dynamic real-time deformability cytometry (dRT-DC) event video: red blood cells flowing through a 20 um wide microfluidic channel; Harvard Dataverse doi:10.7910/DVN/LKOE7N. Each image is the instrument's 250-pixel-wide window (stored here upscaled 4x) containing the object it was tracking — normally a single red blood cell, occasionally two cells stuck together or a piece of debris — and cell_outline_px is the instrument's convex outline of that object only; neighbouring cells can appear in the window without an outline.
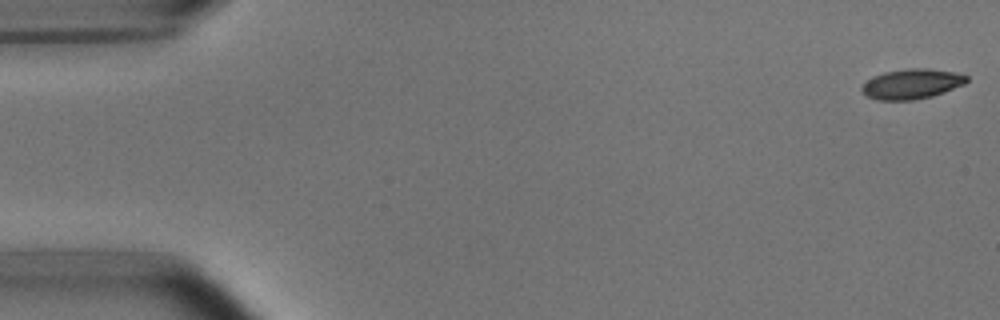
{"species": "common noctule bat (a hibernating species)", "species_latin": "Nyctalus noctula", "temperature_condition": "room temperature", "stored_images_in_passage": 53, "camera_frame_rate_fps": 3000, "um_per_image_px": 0.085, "animal": {"sex": "male", "body_mass_g": 15.6}, "frame": {"image": 1, "passage_image": 1, "time_ms": 0.0, "image_size_px": [1000, 320], "cell_outline_px": [[968, 80], [964, 84], [944, 92], [932, 96], [912, 100], [876, 100], [868, 96], [860, 88], [872, 76], [884, 72], [904, 68], [928, 68], [956, 72], [968, 76]], "centroid_in_image_um": [77.51, 7.12], "position_along_channel_um": 7.5, "area_um2": 18.38}}
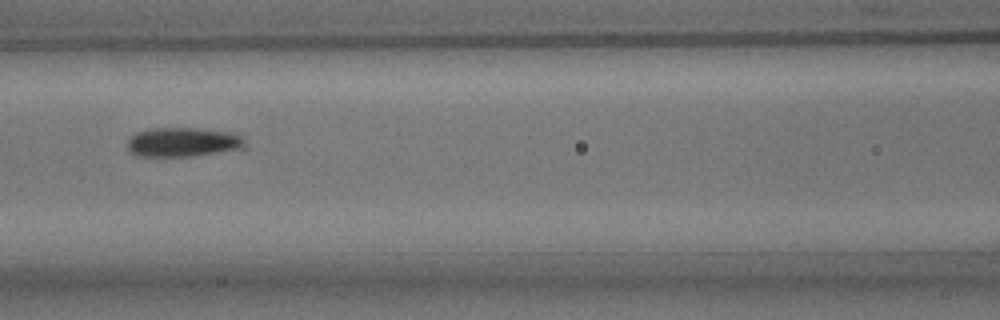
{"frame": {"image": 2, "passage_image": 23, "time_ms": 7.333, "image_size_px": [1000, 320], "cell_outline_px": [[248, 148], [244, 152], [192, 156], [136, 156], [128, 148], [128, 140], [136, 132], [148, 128], [200, 128], [232, 132], [240, 136], [244, 140]], "centroid_in_image_um": [15.71, 12.1], "position_along_channel_um": 150.9, "area_um2": 20.92}}
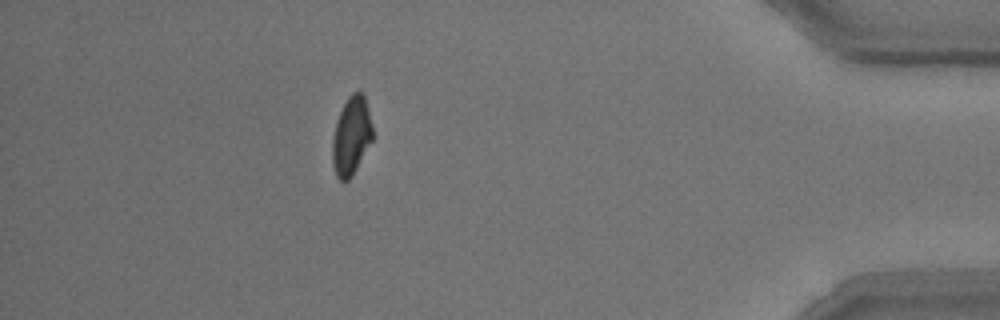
{"frame": {"image": 3, "passage_image": 47, "time_ms": 15.333, "image_size_px": [1000, 320], "cell_outline_px": [[372, 140], [352, 176], [348, 180], [340, 180], [336, 176], [332, 164], [332, 140], [336, 120], [348, 96], [352, 92], [364, 92], [372, 124]], "centroid_in_image_um": [29.85, 11.54], "position_along_channel_um": 405.3, "area_um2": 18.38}, "authors_computed_cell_mechanics": {"area_um2": 19.2474, "velocity_mm_per_s": 3.7904, "shape_relaxation_time_tau1_ms": null, "shape_relaxation_time_tau2_ms": 2.4969, "deformation_change_tau1": null, "deformation_change_tau2": 0.096}}